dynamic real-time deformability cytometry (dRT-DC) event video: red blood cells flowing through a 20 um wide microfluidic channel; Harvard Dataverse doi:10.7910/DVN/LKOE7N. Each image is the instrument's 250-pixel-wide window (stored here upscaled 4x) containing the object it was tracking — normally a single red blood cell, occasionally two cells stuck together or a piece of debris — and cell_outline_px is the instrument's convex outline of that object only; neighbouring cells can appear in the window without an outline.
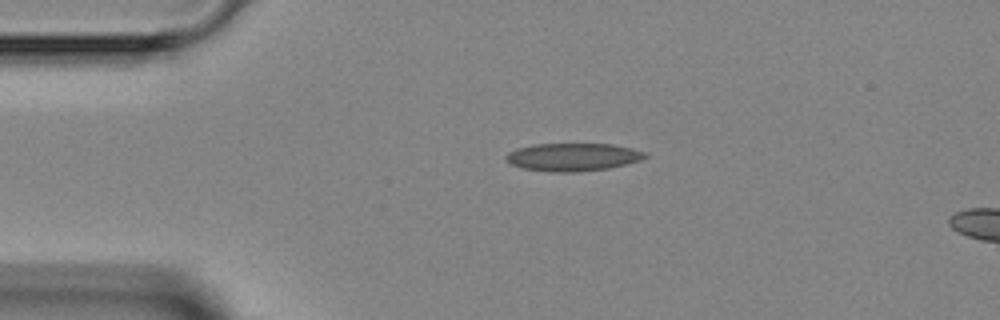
{"species": "Egyptian fruit bat (a non-hibernating species)", "species_latin": "Rousettus aegyptiacus", "temperature_condition": "room temperature", "stored_images_in_passage": 4, "camera_frame_rate_fps": 3000, "um_per_image_px": 0.085, "animal": {"sex": "female"}, "frame": {"image": 1, "passage_image": 4, "time_ms": 3.667, "image_size_px": [1000, 320], "cell_outline_px": [[648, 156], [640, 160], [608, 168], [576, 172], [552, 172], [524, 168], [512, 164], [504, 156], [508, 152], [516, 148], [536, 144], [612, 144], [632, 148], [648, 152]], "centroid_in_image_um": [48.72, 13.34], "position_along_channel_um": 36.3, "area_um2": 22.48}}